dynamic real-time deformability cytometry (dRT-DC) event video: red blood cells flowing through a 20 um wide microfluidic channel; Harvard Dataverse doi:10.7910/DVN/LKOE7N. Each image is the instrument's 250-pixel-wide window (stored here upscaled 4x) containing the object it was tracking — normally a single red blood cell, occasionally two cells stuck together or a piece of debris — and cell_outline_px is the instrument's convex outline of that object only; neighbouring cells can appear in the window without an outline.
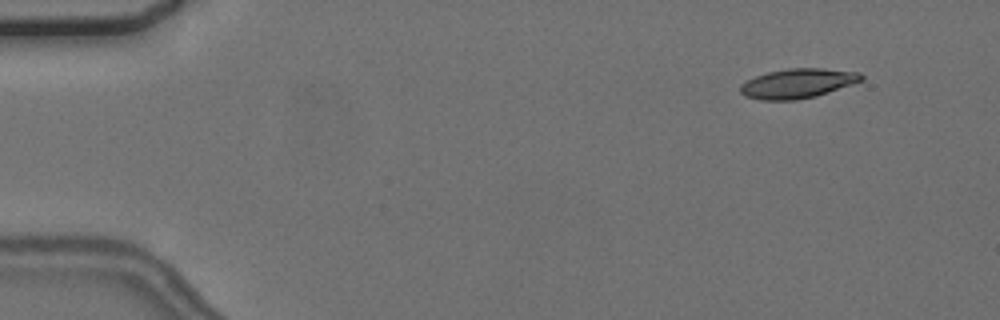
{"species": "common noctule bat (a hibernating species)", "species_latin": "Nyctalus noctula", "temperature_condition": "cold", "stored_images_in_passage": 5, "camera_frame_rate_fps": 3000, "um_per_image_px": 0.085, "animal": {"sex": "female", "body_mass_g": 24.6, "forearm_length_mm": 56.2}, "frame": {"image": 1, "passage_image": 2, "time_ms": 1.0, "image_size_px": [1000, 320], "cell_outline_px": [[864, 80], [816, 96], [796, 100], [760, 100], [744, 96], [740, 92], [740, 84], [756, 76], [768, 72], [788, 68], [824, 68], [860, 72], [864, 76]], "centroid_in_image_um": [67.81, 7.09], "position_along_channel_um": 17.2, "area_um2": 20.92}}